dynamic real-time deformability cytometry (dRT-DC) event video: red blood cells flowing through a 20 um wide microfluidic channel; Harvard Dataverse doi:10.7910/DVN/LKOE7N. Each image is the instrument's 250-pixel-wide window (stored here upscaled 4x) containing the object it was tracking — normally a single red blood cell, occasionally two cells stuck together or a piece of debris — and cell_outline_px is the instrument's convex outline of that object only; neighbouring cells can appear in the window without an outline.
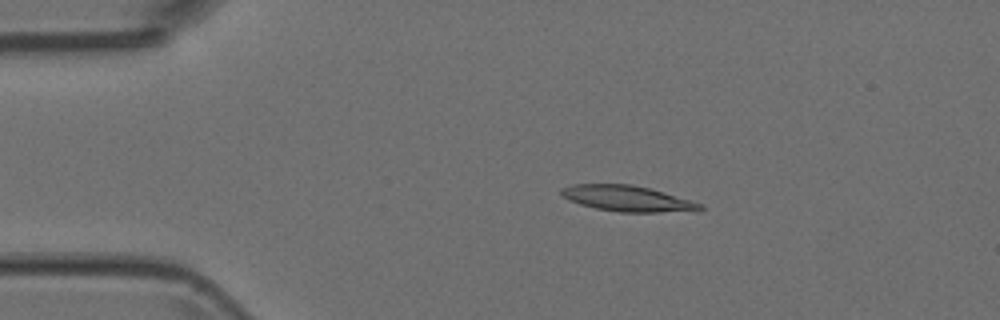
{"species": "Egyptian fruit bat (a non-hibernating species)", "species_latin": "Rousettus aegyptiacus", "temperature_condition": "room temperature", "stored_images_in_passage": 5, "camera_frame_rate_fps": 3000, "um_per_image_px": 0.085, "animal": {"sex": "female"}, "frame": {"image": 1, "passage_image": 2, "time_ms": 0.333, "image_size_px": [1000, 320], "cell_outline_px": [[704, 208], [700, 212], [620, 212], [596, 208], [580, 204], [568, 200], [560, 192], [560, 188], [572, 184], [632, 184], [648, 188], [692, 200], [704, 204]], "centroid_in_image_um": [53.4, 16.89], "position_along_channel_um": 31.6, "area_um2": 21.1}}
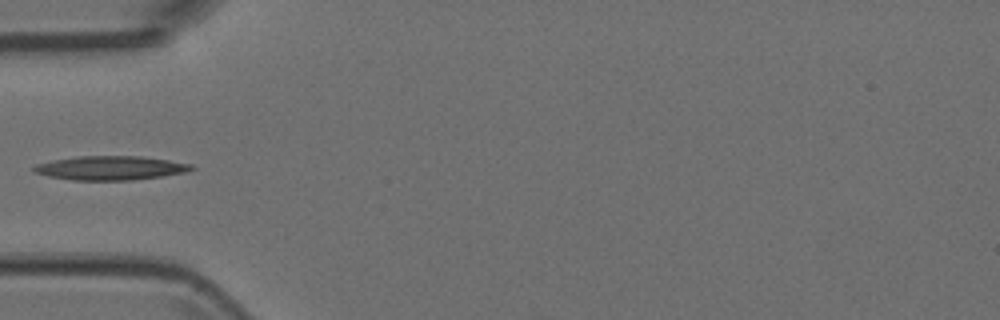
{"frame": {"image": 2, "passage_image": 4, "time_ms": 1.0, "image_size_px": [1000, 320], "cell_outline_px": [[196, 168], [188, 172], [132, 180], [72, 180], [48, 176], [32, 172], [32, 168], [36, 164], [52, 160], [76, 156], [140, 156], [168, 160], [192, 164]], "centroid_in_image_um": [9.37, 14.27], "position_along_channel_um": 75.6, "area_um2": 22.14}}
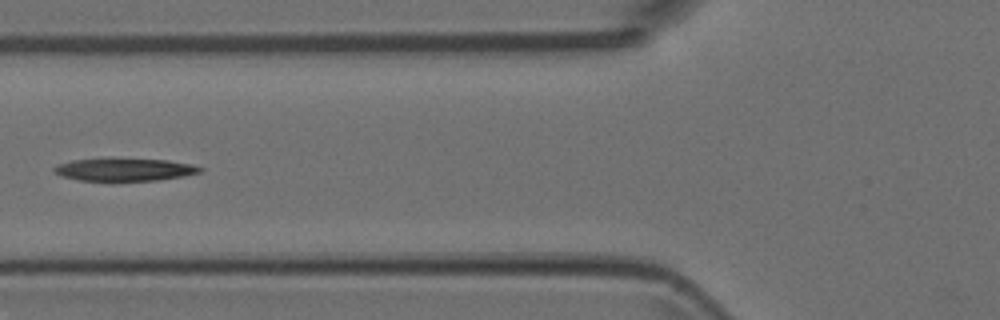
{"frame": {"image": 3, "passage_image": 5, "time_ms": 1.333, "image_size_px": [1000, 320], "cell_outline_px": [[204, 168], [200, 172], [184, 176], [156, 180], [112, 184], [80, 180], [64, 176], [56, 172], [52, 168], [56, 164], [72, 160], [168, 160], [192, 164]], "centroid_in_image_um": [10.59, 14.48], "position_along_channel_um": 115.2, "area_um2": 19.54}}